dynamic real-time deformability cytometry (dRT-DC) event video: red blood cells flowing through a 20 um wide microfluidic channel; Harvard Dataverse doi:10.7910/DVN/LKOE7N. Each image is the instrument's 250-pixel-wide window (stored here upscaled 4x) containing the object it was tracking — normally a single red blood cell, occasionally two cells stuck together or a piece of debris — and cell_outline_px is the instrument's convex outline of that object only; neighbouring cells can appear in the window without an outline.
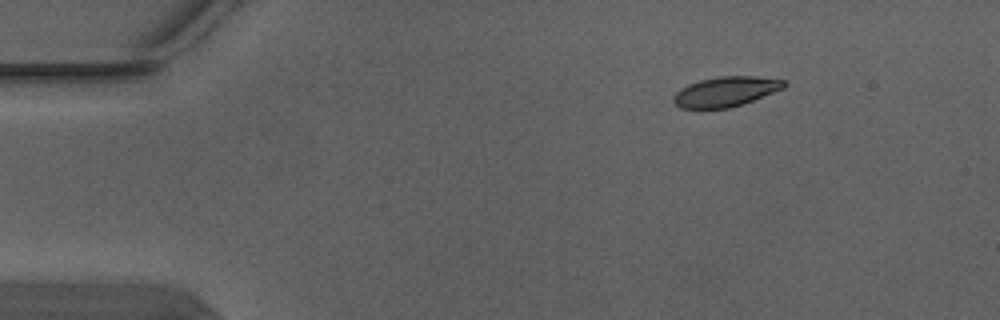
{"species": "Egyptian fruit bat (a non-hibernating species)", "species_latin": "Rousettus aegyptiacus", "temperature_condition": "warm", "stored_images_in_passage": 3, "camera_frame_rate_fps": 3000, "um_per_image_px": 0.085, "animal": {"sex": "male"}, "frame": {"image": 1, "passage_image": 1, "time_ms": 0.0, "image_size_px": [1000, 320], "cell_outline_px": [[788, 84], [784, 88], [752, 100], [728, 108], [680, 108], [672, 100], [672, 96], [680, 88], [688, 84], [700, 80], [720, 76], [756, 76], [784, 80]], "centroid_in_image_um": [61.66, 7.77], "position_along_channel_um": 23.3, "area_um2": 19.13}}